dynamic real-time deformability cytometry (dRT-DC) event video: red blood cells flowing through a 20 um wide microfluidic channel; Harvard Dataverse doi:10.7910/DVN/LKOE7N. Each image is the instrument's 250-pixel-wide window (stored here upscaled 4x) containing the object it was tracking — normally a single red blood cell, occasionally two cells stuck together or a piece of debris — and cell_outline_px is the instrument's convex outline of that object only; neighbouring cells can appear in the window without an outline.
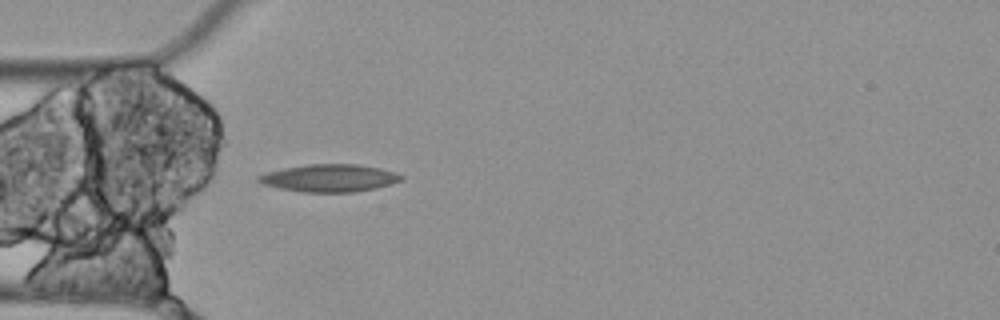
{"species": "Egyptian fruit bat (a non-hibernating species)", "species_latin": "Rousettus aegyptiacus", "temperature_condition": "cold", "stored_images_in_passage": 1, "camera_frame_rate_fps": 3000, "um_per_image_px": 0.085, "animal": {"sex": "female"}, "frame": {"image": 1, "passage_image": 1, "time_ms": 0.0, "image_size_px": [1000, 320], "cell_outline_px": [[404, 180], [376, 188], [356, 192], [300, 192], [276, 188], [260, 184], [256, 180], [256, 176], [264, 172], [304, 164], [360, 164], [380, 168], [396, 172], [404, 176]], "centroid_in_image_um": [27.96, 15.13], "position_along_channel_um": 57.0, "area_um2": 23.41}}